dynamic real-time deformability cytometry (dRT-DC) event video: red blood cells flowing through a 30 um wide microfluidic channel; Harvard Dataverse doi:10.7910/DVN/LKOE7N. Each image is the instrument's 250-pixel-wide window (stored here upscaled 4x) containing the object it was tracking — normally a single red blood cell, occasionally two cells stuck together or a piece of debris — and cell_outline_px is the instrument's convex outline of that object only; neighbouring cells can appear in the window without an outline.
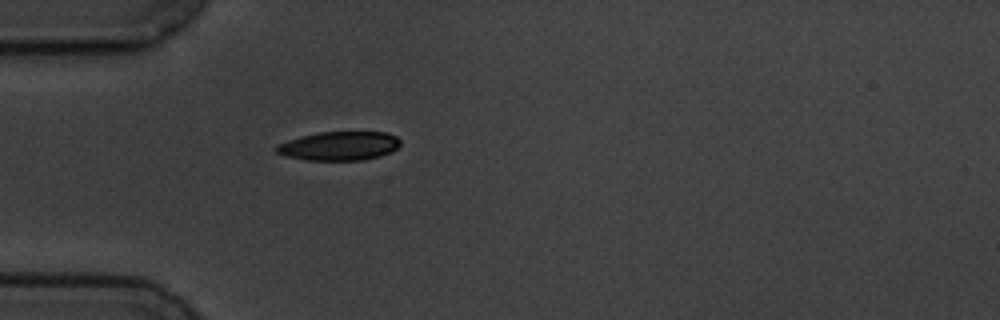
{"species": "common noctule bat (a hibernating species)", "species_latin": "Nyctalus noctula", "temperature_condition": "cold", "stored_images_in_passage": 1, "camera_frame_rate_fps": 3000, "um_per_image_px": 0.085, "animal": {"sex": "male", "body_mass_g": 19.5, "forearm_length_mm": 54.6}, "frame": {"image": 1, "passage_image": 1, "time_ms": 0.0, "image_size_px": [1000, 320], "cell_outline_px": [[400, 144], [392, 152], [380, 156], [364, 160], [304, 160], [284, 156], [276, 152], [276, 144], [300, 136], [320, 132], [388, 132], [396, 136], [400, 140]], "centroid_in_image_um": [28.83, 12.41], "position_along_channel_um": 56.2, "area_um2": 21.04}}